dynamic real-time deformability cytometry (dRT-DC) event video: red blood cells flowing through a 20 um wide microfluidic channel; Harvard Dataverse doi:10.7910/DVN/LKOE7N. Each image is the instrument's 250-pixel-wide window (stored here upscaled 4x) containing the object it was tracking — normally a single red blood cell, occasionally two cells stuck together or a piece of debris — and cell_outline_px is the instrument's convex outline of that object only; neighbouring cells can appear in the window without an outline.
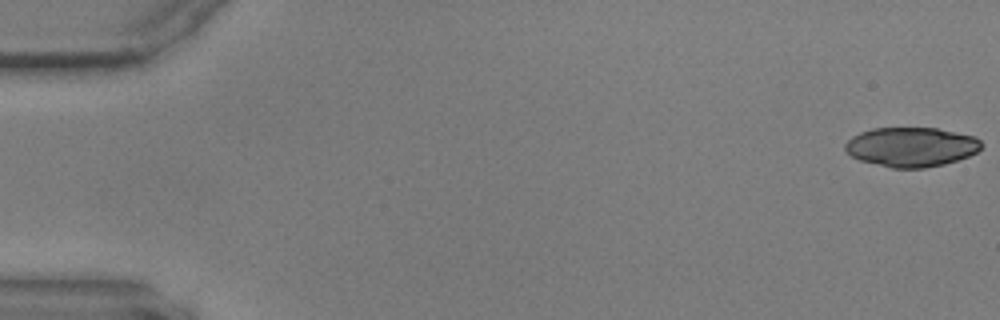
{"species": "common noctule bat (a hibernating species)", "species_latin": "Nyctalus noctula", "temperature_condition": "warm", "stored_images_in_passage": 10, "camera_frame_rate_fps": 3000, "um_per_image_px": 0.085, "animal": {"sex": "male", "body_mass_g": 17.9, "forearm_length_mm": 54.2}, "frame": {"image": 1, "passage_image": 1, "time_ms": 0.0, "image_size_px": [1000, 320], "cell_outline_px": [[984, 144], [976, 152], [968, 156], [944, 164], [924, 168], [892, 168], [860, 160], [852, 156], [844, 148], [844, 144], [852, 136], [860, 132], [872, 128], [936, 128], [976, 136]], "centroid_in_image_um": [77.46, 12.48], "position_along_channel_um": 7.5, "area_um2": 31.33}}